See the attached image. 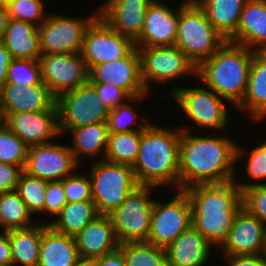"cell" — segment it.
Returning <instances> with one entry per match:
<instances>
[{"instance_id":"cell-1","label":"cell","mask_w":266,"mask_h":266,"mask_svg":"<svg viewBox=\"0 0 266 266\" xmlns=\"http://www.w3.org/2000/svg\"><path fill=\"white\" fill-rule=\"evenodd\" d=\"M180 129L179 190L235 179V161L241 158L243 148L226 137L191 136L187 127Z\"/></svg>"},{"instance_id":"cell-2","label":"cell","mask_w":266,"mask_h":266,"mask_svg":"<svg viewBox=\"0 0 266 266\" xmlns=\"http://www.w3.org/2000/svg\"><path fill=\"white\" fill-rule=\"evenodd\" d=\"M235 181L198 184L184 189L191 201V226L212 245L221 247L243 207L242 190Z\"/></svg>"},{"instance_id":"cell-3","label":"cell","mask_w":266,"mask_h":266,"mask_svg":"<svg viewBox=\"0 0 266 266\" xmlns=\"http://www.w3.org/2000/svg\"><path fill=\"white\" fill-rule=\"evenodd\" d=\"M182 130L150 124L142 130L139 154L132 166L139 186L177 185ZM174 184V185H173Z\"/></svg>"},{"instance_id":"cell-4","label":"cell","mask_w":266,"mask_h":266,"mask_svg":"<svg viewBox=\"0 0 266 266\" xmlns=\"http://www.w3.org/2000/svg\"><path fill=\"white\" fill-rule=\"evenodd\" d=\"M255 50L226 41L197 66V77L221 98L238 106L246 93Z\"/></svg>"},{"instance_id":"cell-5","label":"cell","mask_w":266,"mask_h":266,"mask_svg":"<svg viewBox=\"0 0 266 266\" xmlns=\"http://www.w3.org/2000/svg\"><path fill=\"white\" fill-rule=\"evenodd\" d=\"M226 41L198 4L180 5L175 46L196 66L209 59Z\"/></svg>"},{"instance_id":"cell-6","label":"cell","mask_w":266,"mask_h":266,"mask_svg":"<svg viewBox=\"0 0 266 266\" xmlns=\"http://www.w3.org/2000/svg\"><path fill=\"white\" fill-rule=\"evenodd\" d=\"M91 171L93 202L99 215H109L138 186L132 166L101 160Z\"/></svg>"},{"instance_id":"cell-7","label":"cell","mask_w":266,"mask_h":266,"mask_svg":"<svg viewBox=\"0 0 266 266\" xmlns=\"http://www.w3.org/2000/svg\"><path fill=\"white\" fill-rule=\"evenodd\" d=\"M152 188V186H138L117 209L109 214L119 244L147 241L155 202L149 198Z\"/></svg>"},{"instance_id":"cell-8","label":"cell","mask_w":266,"mask_h":266,"mask_svg":"<svg viewBox=\"0 0 266 266\" xmlns=\"http://www.w3.org/2000/svg\"><path fill=\"white\" fill-rule=\"evenodd\" d=\"M59 132L88 124L107 122L109 109L88 81L57 98Z\"/></svg>"},{"instance_id":"cell-9","label":"cell","mask_w":266,"mask_h":266,"mask_svg":"<svg viewBox=\"0 0 266 266\" xmlns=\"http://www.w3.org/2000/svg\"><path fill=\"white\" fill-rule=\"evenodd\" d=\"M140 58V75L149 93V81L165 84L182 74L197 75L196 64L179 48L173 46H135Z\"/></svg>"},{"instance_id":"cell-10","label":"cell","mask_w":266,"mask_h":266,"mask_svg":"<svg viewBox=\"0 0 266 266\" xmlns=\"http://www.w3.org/2000/svg\"><path fill=\"white\" fill-rule=\"evenodd\" d=\"M178 191L168 203L154 202L147 242L166 248L191 227V201L184 190Z\"/></svg>"},{"instance_id":"cell-11","label":"cell","mask_w":266,"mask_h":266,"mask_svg":"<svg viewBox=\"0 0 266 266\" xmlns=\"http://www.w3.org/2000/svg\"><path fill=\"white\" fill-rule=\"evenodd\" d=\"M98 16L99 12L86 20L47 16L38 27L41 54L81 53L85 32Z\"/></svg>"},{"instance_id":"cell-12","label":"cell","mask_w":266,"mask_h":266,"mask_svg":"<svg viewBox=\"0 0 266 266\" xmlns=\"http://www.w3.org/2000/svg\"><path fill=\"white\" fill-rule=\"evenodd\" d=\"M135 43L112 29L100 16L87 28L81 55L88 71L101 63L126 57Z\"/></svg>"},{"instance_id":"cell-13","label":"cell","mask_w":266,"mask_h":266,"mask_svg":"<svg viewBox=\"0 0 266 266\" xmlns=\"http://www.w3.org/2000/svg\"><path fill=\"white\" fill-rule=\"evenodd\" d=\"M42 81L58 98L88 82V69L81 53L41 54Z\"/></svg>"},{"instance_id":"cell-14","label":"cell","mask_w":266,"mask_h":266,"mask_svg":"<svg viewBox=\"0 0 266 266\" xmlns=\"http://www.w3.org/2000/svg\"><path fill=\"white\" fill-rule=\"evenodd\" d=\"M173 99L189 119L196 124L213 129H223L227 124L228 112L219 95L205 88L173 89Z\"/></svg>"},{"instance_id":"cell-15","label":"cell","mask_w":266,"mask_h":266,"mask_svg":"<svg viewBox=\"0 0 266 266\" xmlns=\"http://www.w3.org/2000/svg\"><path fill=\"white\" fill-rule=\"evenodd\" d=\"M69 146L54 144L33 145L28 148L24 172L42 180L61 181L72 175L78 166Z\"/></svg>"},{"instance_id":"cell-16","label":"cell","mask_w":266,"mask_h":266,"mask_svg":"<svg viewBox=\"0 0 266 266\" xmlns=\"http://www.w3.org/2000/svg\"><path fill=\"white\" fill-rule=\"evenodd\" d=\"M90 83H107L122 88L131 98L146 95L140 75V58L135 47L126 57L93 66Z\"/></svg>"},{"instance_id":"cell-17","label":"cell","mask_w":266,"mask_h":266,"mask_svg":"<svg viewBox=\"0 0 266 266\" xmlns=\"http://www.w3.org/2000/svg\"><path fill=\"white\" fill-rule=\"evenodd\" d=\"M2 113L3 124L28 147L50 143L60 134L58 110Z\"/></svg>"},{"instance_id":"cell-18","label":"cell","mask_w":266,"mask_h":266,"mask_svg":"<svg viewBox=\"0 0 266 266\" xmlns=\"http://www.w3.org/2000/svg\"><path fill=\"white\" fill-rule=\"evenodd\" d=\"M266 226L242 207L222 243L224 255H260L264 253Z\"/></svg>"},{"instance_id":"cell-19","label":"cell","mask_w":266,"mask_h":266,"mask_svg":"<svg viewBox=\"0 0 266 266\" xmlns=\"http://www.w3.org/2000/svg\"><path fill=\"white\" fill-rule=\"evenodd\" d=\"M57 98L43 82L39 85L5 83L0 89L2 112H37L58 110Z\"/></svg>"},{"instance_id":"cell-20","label":"cell","mask_w":266,"mask_h":266,"mask_svg":"<svg viewBox=\"0 0 266 266\" xmlns=\"http://www.w3.org/2000/svg\"><path fill=\"white\" fill-rule=\"evenodd\" d=\"M153 0H107L99 16L116 32L135 42L142 32L145 13Z\"/></svg>"},{"instance_id":"cell-21","label":"cell","mask_w":266,"mask_h":266,"mask_svg":"<svg viewBox=\"0 0 266 266\" xmlns=\"http://www.w3.org/2000/svg\"><path fill=\"white\" fill-rule=\"evenodd\" d=\"M178 29V10L172 11L168 5L153 0L147 7L144 26L135 46H173Z\"/></svg>"},{"instance_id":"cell-22","label":"cell","mask_w":266,"mask_h":266,"mask_svg":"<svg viewBox=\"0 0 266 266\" xmlns=\"http://www.w3.org/2000/svg\"><path fill=\"white\" fill-rule=\"evenodd\" d=\"M81 259L95 260L119 248L109 215H98L74 236Z\"/></svg>"},{"instance_id":"cell-23","label":"cell","mask_w":266,"mask_h":266,"mask_svg":"<svg viewBox=\"0 0 266 266\" xmlns=\"http://www.w3.org/2000/svg\"><path fill=\"white\" fill-rule=\"evenodd\" d=\"M227 41L266 52V0L246 1L237 30Z\"/></svg>"},{"instance_id":"cell-24","label":"cell","mask_w":266,"mask_h":266,"mask_svg":"<svg viewBox=\"0 0 266 266\" xmlns=\"http://www.w3.org/2000/svg\"><path fill=\"white\" fill-rule=\"evenodd\" d=\"M211 243L192 226L166 248L168 266H203Z\"/></svg>"},{"instance_id":"cell-25","label":"cell","mask_w":266,"mask_h":266,"mask_svg":"<svg viewBox=\"0 0 266 266\" xmlns=\"http://www.w3.org/2000/svg\"><path fill=\"white\" fill-rule=\"evenodd\" d=\"M80 259L74 236L43 225L38 266H74Z\"/></svg>"},{"instance_id":"cell-26","label":"cell","mask_w":266,"mask_h":266,"mask_svg":"<svg viewBox=\"0 0 266 266\" xmlns=\"http://www.w3.org/2000/svg\"><path fill=\"white\" fill-rule=\"evenodd\" d=\"M11 58L39 60L41 56L38 26L9 18L3 38Z\"/></svg>"},{"instance_id":"cell-27","label":"cell","mask_w":266,"mask_h":266,"mask_svg":"<svg viewBox=\"0 0 266 266\" xmlns=\"http://www.w3.org/2000/svg\"><path fill=\"white\" fill-rule=\"evenodd\" d=\"M237 107L243 111L247 109L252 118L266 116V52H254L247 90Z\"/></svg>"},{"instance_id":"cell-28","label":"cell","mask_w":266,"mask_h":266,"mask_svg":"<svg viewBox=\"0 0 266 266\" xmlns=\"http://www.w3.org/2000/svg\"><path fill=\"white\" fill-rule=\"evenodd\" d=\"M35 222L26 228L8 230L11 245L12 266H38L43 224Z\"/></svg>"},{"instance_id":"cell-29","label":"cell","mask_w":266,"mask_h":266,"mask_svg":"<svg viewBox=\"0 0 266 266\" xmlns=\"http://www.w3.org/2000/svg\"><path fill=\"white\" fill-rule=\"evenodd\" d=\"M247 0H201L198 5L205 11L212 26L227 40L236 32Z\"/></svg>"},{"instance_id":"cell-30","label":"cell","mask_w":266,"mask_h":266,"mask_svg":"<svg viewBox=\"0 0 266 266\" xmlns=\"http://www.w3.org/2000/svg\"><path fill=\"white\" fill-rule=\"evenodd\" d=\"M98 215L93 201L67 203L57 215V220L48 224L59 233L75 236Z\"/></svg>"},{"instance_id":"cell-31","label":"cell","mask_w":266,"mask_h":266,"mask_svg":"<svg viewBox=\"0 0 266 266\" xmlns=\"http://www.w3.org/2000/svg\"><path fill=\"white\" fill-rule=\"evenodd\" d=\"M144 125L135 131L122 133H109L108 146L105 153V160L112 163L127 164L133 166L139 154V146L141 141L142 130L150 123L145 122Z\"/></svg>"},{"instance_id":"cell-32","label":"cell","mask_w":266,"mask_h":266,"mask_svg":"<svg viewBox=\"0 0 266 266\" xmlns=\"http://www.w3.org/2000/svg\"><path fill=\"white\" fill-rule=\"evenodd\" d=\"M73 133V146L69 147L78 163V158L82 154L97 155L108 146L109 129L107 122L88 124L69 130Z\"/></svg>"},{"instance_id":"cell-33","label":"cell","mask_w":266,"mask_h":266,"mask_svg":"<svg viewBox=\"0 0 266 266\" xmlns=\"http://www.w3.org/2000/svg\"><path fill=\"white\" fill-rule=\"evenodd\" d=\"M31 216L16 190L0 193V226L3 230L30 227L35 224Z\"/></svg>"},{"instance_id":"cell-34","label":"cell","mask_w":266,"mask_h":266,"mask_svg":"<svg viewBox=\"0 0 266 266\" xmlns=\"http://www.w3.org/2000/svg\"><path fill=\"white\" fill-rule=\"evenodd\" d=\"M126 266H168L166 250L147 241L124 242L118 248Z\"/></svg>"},{"instance_id":"cell-35","label":"cell","mask_w":266,"mask_h":266,"mask_svg":"<svg viewBox=\"0 0 266 266\" xmlns=\"http://www.w3.org/2000/svg\"><path fill=\"white\" fill-rule=\"evenodd\" d=\"M47 182L24 171L22 172L16 191L31 214L44 212Z\"/></svg>"},{"instance_id":"cell-36","label":"cell","mask_w":266,"mask_h":266,"mask_svg":"<svg viewBox=\"0 0 266 266\" xmlns=\"http://www.w3.org/2000/svg\"><path fill=\"white\" fill-rule=\"evenodd\" d=\"M28 146L4 124L0 127V163L20 166L24 169Z\"/></svg>"},{"instance_id":"cell-37","label":"cell","mask_w":266,"mask_h":266,"mask_svg":"<svg viewBox=\"0 0 266 266\" xmlns=\"http://www.w3.org/2000/svg\"><path fill=\"white\" fill-rule=\"evenodd\" d=\"M6 83L27 86L42 84V73L39 60L12 58L8 66Z\"/></svg>"},{"instance_id":"cell-38","label":"cell","mask_w":266,"mask_h":266,"mask_svg":"<svg viewBox=\"0 0 266 266\" xmlns=\"http://www.w3.org/2000/svg\"><path fill=\"white\" fill-rule=\"evenodd\" d=\"M9 18L40 26L47 18L43 1L9 0L6 5ZM40 21V22H39Z\"/></svg>"},{"instance_id":"cell-39","label":"cell","mask_w":266,"mask_h":266,"mask_svg":"<svg viewBox=\"0 0 266 266\" xmlns=\"http://www.w3.org/2000/svg\"><path fill=\"white\" fill-rule=\"evenodd\" d=\"M236 184L242 190L243 207L266 226V184Z\"/></svg>"},{"instance_id":"cell-40","label":"cell","mask_w":266,"mask_h":266,"mask_svg":"<svg viewBox=\"0 0 266 266\" xmlns=\"http://www.w3.org/2000/svg\"><path fill=\"white\" fill-rule=\"evenodd\" d=\"M74 173L63 180L67 203L93 201L90 178Z\"/></svg>"},{"instance_id":"cell-41","label":"cell","mask_w":266,"mask_h":266,"mask_svg":"<svg viewBox=\"0 0 266 266\" xmlns=\"http://www.w3.org/2000/svg\"><path fill=\"white\" fill-rule=\"evenodd\" d=\"M138 117L135 111L128 104L120 105L110 109L107 119L109 133H122L135 131L129 125H134L135 118Z\"/></svg>"},{"instance_id":"cell-42","label":"cell","mask_w":266,"mask_h":266,"mask_svg":"<svg viewBox=\"0 0 266 266\" xmlns=\"http://www.w3.org/2000/svg\"><path fill=\"white\" fill-rule=\"evenodd\" d=\"M96 89L102 102L108 107V109L116 108L120 105L121 100L128 98L130 101L142 100L145 95H141L135 98H131L122 88L116 87L107 83H91Z\"/></svg>"},{"instance_id":"cell-43","label":"cell","mask_w":266,"mask_h":266,"mask_svg":"<svg viewBox=\"0 0 266 266\" xmlns=\"http://www.w3.org/2000/svg\"><path fill=\"white\" fill-rule=\"evenodd\" d=\"M67 204L62 181L47 182L44 213L57 216L61 209Z\"/></svg>"},{"instance_id":"cell-44","label":"cell","mask_w":266,"mask_h":266,"mask_svg":"<svg viewBox=\"0 0 266 266\" xmlns=\"http://www.w3.org/2000/svg\"><path fill=\"white\" fill-rule=\"evenodd\" d=\"M250 152L246 167L247 174L256 181L266 179V141Z\"/></svg>"},{"instance_id":"cell-45","label":"cell","mask_w":266,"mask_h":266,"mask_svg":"<svg viewBox=\"0 0 266 266\" xmlns=\"http://www.w3.org/2000/svg\"><path fill=\"white\" fill-rule=\"evenodd\" d=\"M23 171L20 166L0 163V193L16 190Z\"/></svg>"},{"instance_id":"cell-46","label":"cell","mask_w":266,"mask_h":266,"mask_svg":"<svg viewBox=\"0 0 266 266\" xmlns=\"http://www.w3.org/2000/svg\"><path fill=\"white\" fill-rule=\"evenodd\" d=\"M228 266H266V258L260 255H224Z\"/></svg>"},{"instance_id":"cell-47","label":"cell","mask_w":266,"mask_h":266,"mask_svg":"<svg viewBox=\"0 0 266 266\" xmlns=\"http://www.w3.org/2000/svg\"><path fill=\"white\" fill-rule=\"evenodd\" d=\"M92 262L94 266H126L124 256L119 249L92 260Z\"/></svg>"},{"instance_id":"cell-48","label":"cell","mask_w":266,"mask_h":266,"mask_svg":"<svg viewBox=\"0 0 266 266\" xmlns=\"http://www.w3.org/2000/svg\"><path fill=\"white\" fill-rule=\"evenodd\" d=\"M0 264L3 266H12L11 245L8 231L6 230L0 234Z\"/></svg>"},{"instance_id":"cell-49","label":"cell","mask_w":266,"mask_h":266,"mask_svg":"<svg viewBox=\"0 0 266 266\" xmlns=\"http://www.w3.org/2000/svg\"><path fill=\"white\" fill-rule=\"evenodd\" d=\"M11 59L10 52L6 49L3 41H0V89L6 83L8 66Z\"/></svg>"},{"instance_id":"cell-50","label":"cell","mask_w":266,"mask_h":266,"mask_svg":"<svg viewBox=\"0 0 266 266\" xmlns=\"http://www.w3.org/2000/svg\"><path fill=\"white\" fill-rule=\"evenodd\" d=\"M9 14L6 6H0V41L3 40L6 33Z\"/></svg>"},{"instance_id":"cell-51","label":"cell","mask_w":266,"mask_h":266,"mask_svg":"<svg viewBox=\"0 0 266 266\" xmlns=\"http://www.w3.org/2000/svg\"><path fill=\"white\" fill-rule=\"evenodd\" d=\"M74 266H94L92 260L80 259Z\"/></svg>"},{"instance_id":"cell-52","label":"cell","mask_w":266,"mask_h":266,"mask_svg":"<svg viewBox=\"0 0 266 266\" xmlns=\"http://www.w3.org/2000/svg\"><path fill=\"white\" fill-rule=\"evenodd\" d=\"M201 0H186L183 4H198Z\"/></svg>"},{"instance_id":"cell-53","label":"cell","mask_w":266,"mask_h":266,"mask_svg":"<svg viewBox=\"0 0 266 266\" xmlns=\"http://www.w3.org/2000/svg\"><path fill=\"white\" fill-rule=\"evenodd\" d=\"M3 120H4V116H3L1 106H0V127L3 125Z\"/></svg>"},{"instance_id":"cell-54","label":"cell","mask_w":266,"mask_h":266,"mask_svg":"<svg viewBox=\"0 0 266 266\" xmlns=\"http://www.w3.org/2000/svg\"><path fill=\"white\" fill-rule=\"evenodd\" d=\"M9 0H0V6H6Z\"/></svg>"},{"instance_id":"cell-55","label":"cell","mask_w":266,"mask_h":266,"mask_svg":"<svg viewBox=\"0 0 266 266\" xmlns=\"http://www.w3.org/2000/svg\"><path fill=\"white\" fill-rule=\"evenodd\" d=\"M263 255H264L265 258H266V240H265V249H264V253H263Z\"/></svg>"}]
</instances>
